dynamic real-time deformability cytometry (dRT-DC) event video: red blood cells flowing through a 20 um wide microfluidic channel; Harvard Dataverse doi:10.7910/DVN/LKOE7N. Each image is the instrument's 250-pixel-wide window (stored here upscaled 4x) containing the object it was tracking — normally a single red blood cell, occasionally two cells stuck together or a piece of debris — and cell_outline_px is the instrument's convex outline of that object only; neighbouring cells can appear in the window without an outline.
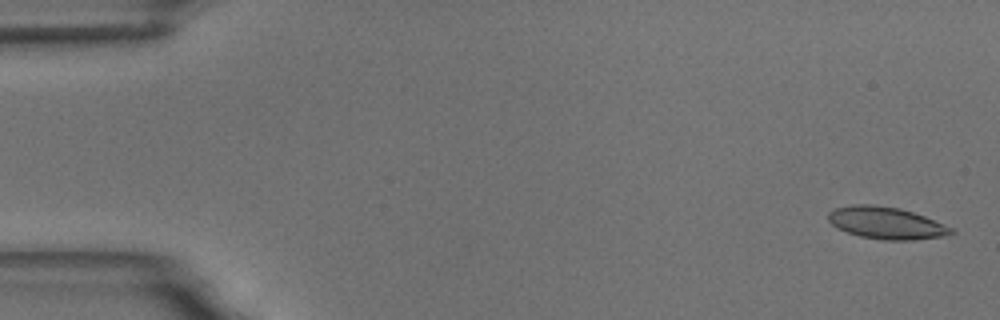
{"species": "common noctule bat (a hibernating species)", "species_latin": "Nyctalus noctula", "temperature_condition": "room temperature", "stored_images_in_passage": 17, "camera_frame_rate_fps": 3000, "um_per_image_px": 0.085, "animal": {"sex": "male", "body_mass_g": 18.8}, "frame": {"image": 1, "passage_image": 2, "time_ms": 0.333, "image_size_px": [1000, 320], "cell_outline_px": [[956, 232], [940, 236], [912, 240], [884, 240], [860, 236], [836, 228], [828, 220], [828, 212], [836, 208], [852, 204], [872, 204], [900, 208], [924, 216], [952, 228]], "centroid_in_image_um": [75.28, 18.94], "position_along_channel_um": 9.7, "area_um2": 22.77}}
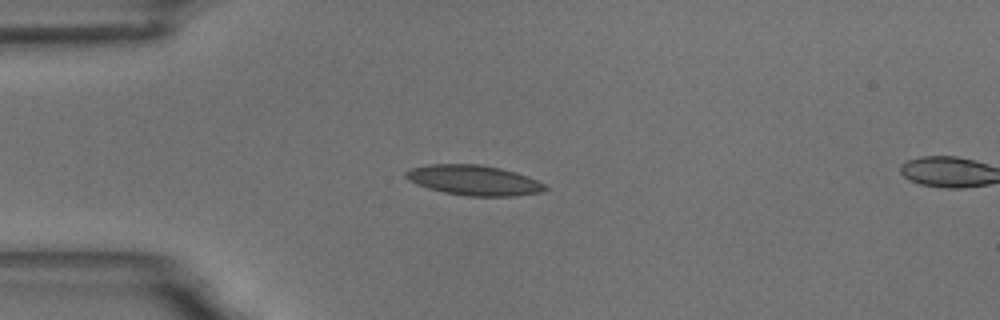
{"frame": {"image": 2, "passage_image": 15, "time_ms": 4.667, "image_size_px": [1000, 320], "cell_outline_px": [[548, 188], [540, 192], [516, 196], [468, 196], [444, 192], [428, 188], [416, 184], [408, 180], [404, 176], [404, 172], [412, 168], [428, 164], [480, 164], [500, 168], [516, 172], [528, 176], [544, 184]], "centroid_in_image_um": [40.26, 15.31], "position_along_channel_um": 44.7, "area_um2": 24.45}}